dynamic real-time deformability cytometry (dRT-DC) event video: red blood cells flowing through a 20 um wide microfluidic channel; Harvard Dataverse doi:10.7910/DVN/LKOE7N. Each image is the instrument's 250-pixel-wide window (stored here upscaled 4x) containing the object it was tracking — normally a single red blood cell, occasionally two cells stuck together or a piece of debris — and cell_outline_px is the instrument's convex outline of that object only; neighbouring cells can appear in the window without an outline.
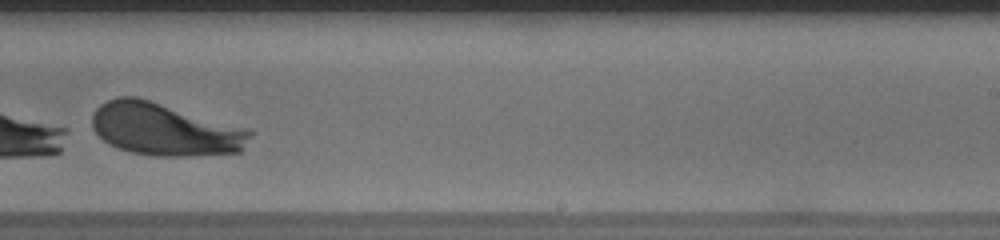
{"species": "human", "species_latin": "Homo sapiens", "temperature_condition": "warm", "stored_images_in_passage": 33, "camera_frame_rate_fps": 3000, "um_per_image_px": 0.085, "donor": {"sex": "male"}, "frame": {"image": 1, "passage_image": 23, "time_ms": 7.333, "image_size_px": [1000, 240], "cell_outline_px": [[256, 132], [240, 152], [184, 156], [156, 156], [132, 152], [120, 148], [104, 140], [92, 128], [92, 116], [96, 108], [100, 104], [116, 96], [136, 96], [248, 128]], "centroid_in_image_um": [14.04, 10.98], "position_along_channel_um": 275.0, "area_um2": 48.38}}
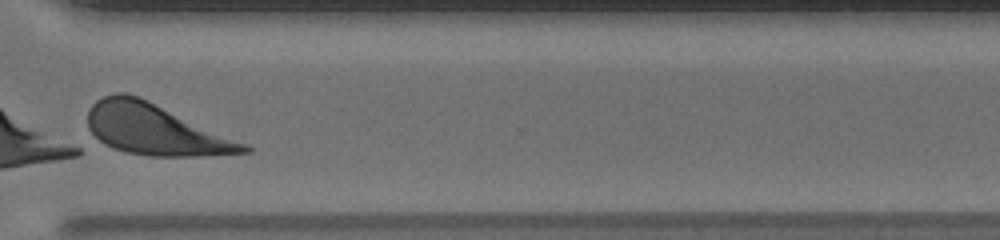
{"frame": {"image": 2, "passage_image": 29, "time_ms": 9.333, "image_size_px": [1000, 240], "cell_outline_px": [[252, 152], [204, 156], [148, 156], [124, 152], [112, 148], [96, 140], [88, 128], [88, 108], [96, 100], [104, 96], [116, 92], [124, 92], [140, 96], [248, 144], [252, 148]], "centroid_in_image_um": [13.18, 11.01], "position_along_channel_um": 357.4, "area_um2": 46.76}}